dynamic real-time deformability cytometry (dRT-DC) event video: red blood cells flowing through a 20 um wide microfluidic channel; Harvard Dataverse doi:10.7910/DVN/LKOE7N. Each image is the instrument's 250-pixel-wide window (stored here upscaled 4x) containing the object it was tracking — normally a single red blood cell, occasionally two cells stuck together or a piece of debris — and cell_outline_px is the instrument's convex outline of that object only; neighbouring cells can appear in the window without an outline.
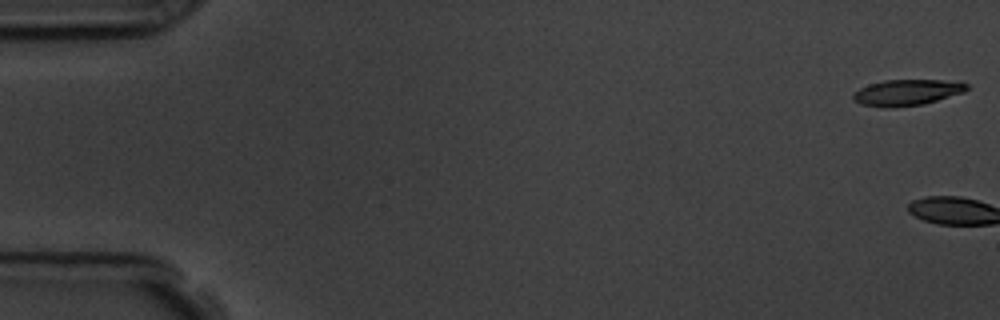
{"species": "common noctule bat (a hibernating species)", "species_latin": "Nyctalus noctula", "temperature_condition": "room temperature", "stored_images_in_passage": 3, "camera_frame_rate_fps": 3000, "um_per_image_px": 0.085, "animal": {"sex": "male", "body_mass_g": 19.5, "forearm_length_mm": 54.6}, "frame": {"image": 1, "passage_image": 1, "time_ms": 0.0, "image_size_px": [1000, 320], "cell_outline_px": [[968, 88], [964, 92], [924, 104], [892, 108], [884, 108], [860, 104], [852, 100], [852, 92], [868, 84], [884, 80], [960, 80], [968, 84]], "centroid_in_image_um": [77.07, 7.86], "position_along_channel_um": 7.9, "area_um2": 17.63}}